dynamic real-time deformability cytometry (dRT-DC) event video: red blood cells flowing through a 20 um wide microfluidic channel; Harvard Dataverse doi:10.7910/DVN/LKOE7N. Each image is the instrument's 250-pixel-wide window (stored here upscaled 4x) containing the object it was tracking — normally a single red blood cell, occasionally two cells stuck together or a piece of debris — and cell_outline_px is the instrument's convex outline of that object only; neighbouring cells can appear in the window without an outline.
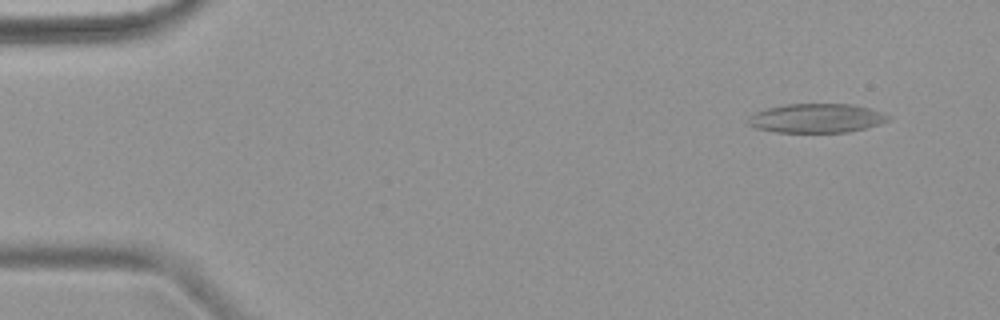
{"species": "common noctule bat (a hibernating species)", "species_latin": "Nyctalus noctula", "temperature_condition": "warm", "stored_images_in_passage": 5, "camera_frame_rate_fps": 3000, "um_per_image_px": 0.085, "animal": {"sex": "female", "body_mass_g": 18.4}, "frame": {"image": 1, "passage_image": 1, "time_ms": 0.0, "image_size_px": [1000, 320], "cell_outline_px": [[892, 116], [888, 120], [880, 124], [848, 132], [776, 132], [756, 128], [748, 124], [748, 116], [764, 108], [788, 104], [852, 104], [884, 112]], "centroid_in_image_um": [69.41, 10.04], "position_along_channel_um": 15.6, "area_um2": 23.81}}
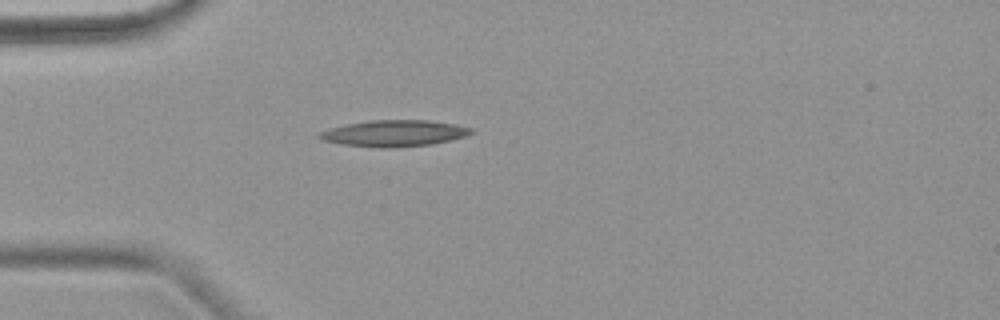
{"frame": {"image": 2, "passage_image": 4, "time_ms": 3.667, "image_size_px": [1000, 320], "cell_outline_px": [[476, 132], [464, 136], [432, 144], [392, 148], [380, 148], [340, 144], [320, 140], [316, 136], [320, 132], [328, 128], [368, 120], [428, 120], [452, 124], [472, 128]], "centroid_in_image_um": [33.44, 11.33], "position_along_channel_um": 51.6, "area_um2": 23.35}}